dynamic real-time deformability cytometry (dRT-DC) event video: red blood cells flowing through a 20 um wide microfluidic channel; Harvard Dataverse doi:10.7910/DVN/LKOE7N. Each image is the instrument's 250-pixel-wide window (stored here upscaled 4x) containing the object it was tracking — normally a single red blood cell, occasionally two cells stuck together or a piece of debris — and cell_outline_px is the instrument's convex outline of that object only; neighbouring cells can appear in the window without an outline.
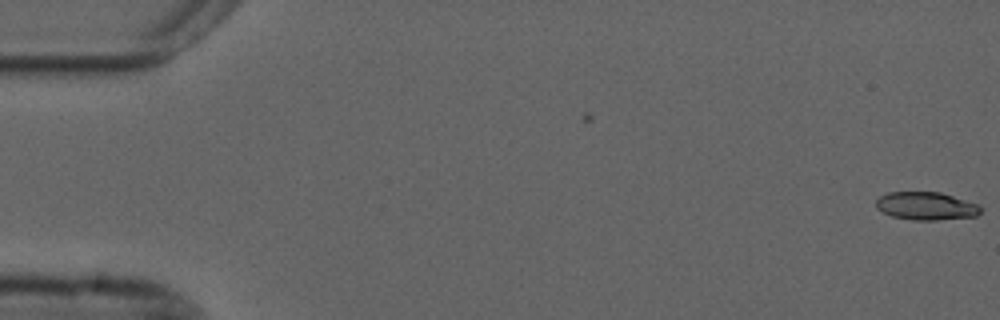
{"species": "common noctule bat (a hibernating species)", "species_latin": "Nyctalus noctula", "temperature_condition": "cold", "stored_images_in_passage": 2, "camera_frame_rate_fps": 3000, "um_per_image_px": 0.085, "animal": {"sex": "male", "forearm_length_mm": 52.5}, "frame": {"image": 1, "passage_image": 2, "time_ms": 0.333, "image_size_px": [1000, 320], "cell_outline_px": [[984, 208], [976, 216], [936, 220], [912, 220], [892, 216], [876, 208], [876, 200], [880, 196], [888, 192], [940, 192], [980, 204]], "centroid_in_image_um": [78.75, 17.51], "position_along_channel_um": 6.2, "area_um2": 17.17}}